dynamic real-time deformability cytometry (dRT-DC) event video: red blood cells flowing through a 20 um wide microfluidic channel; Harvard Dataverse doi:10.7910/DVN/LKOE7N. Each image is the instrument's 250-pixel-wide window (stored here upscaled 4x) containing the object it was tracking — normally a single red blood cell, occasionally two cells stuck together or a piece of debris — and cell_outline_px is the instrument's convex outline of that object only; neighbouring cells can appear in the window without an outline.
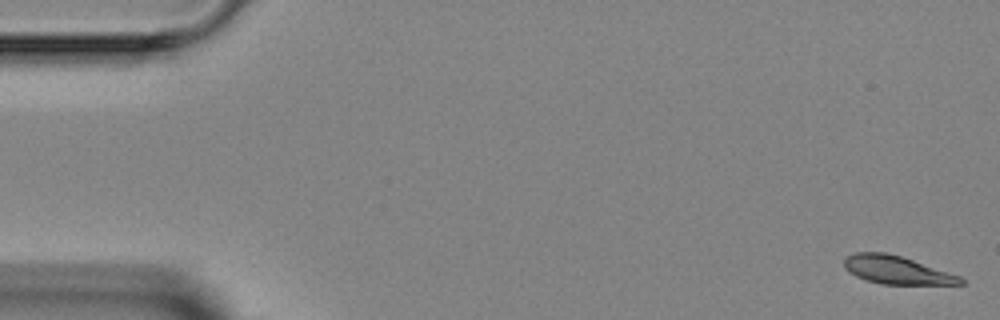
{"species": "Egyptian fruit bat (a non-hibernating species)", "species_latin": "Rousettus aegyptiacus", "temperature_condition": "room temperature", "stored_images_in_passage": 5, "camera_frame_rate_fps": 3000, "um_per_image_px": 0.085, "animal": {"sex": "female"}, "frame": {"image": 1, "passage_image": 1, "time_ms": 0.0, "image_size_px": [1000, 320], "cell_outline_px": [[964, 284], [880, 284], [856, 276], [848, 272], [844, 268], [844, 256], [856, 252], [888, 252], [960, 276], [964, 280]], "centroid_in_image_um": [76.16, 22.94], "position_along_channel_um": 8.8, "area_um2": 18.9}}
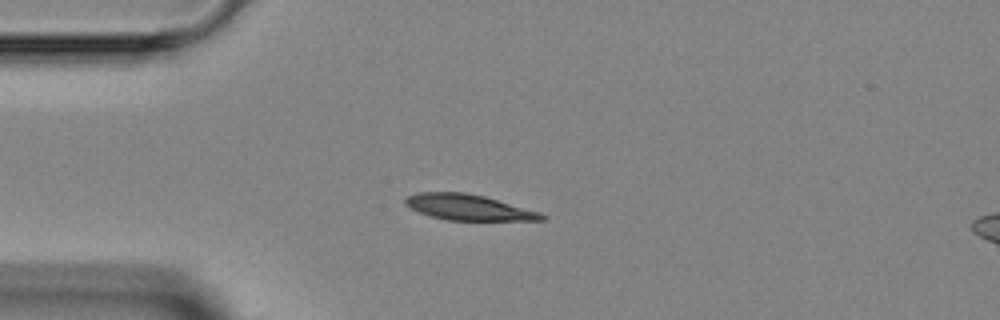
{"frame": {"image": 2, "passage_image": 4, "time_ms": 3.667, "image_size_px": [1000, 320], "cell_outline_px": [[548, 216], [544, 220], [448, 220], [432, 216], [420, 212], [412, 208], [404, 200], [408, 196], [416, 192], [464, 192], [484, 196], [540, 212]], "centroid_in_image_um": [39.86, 17.62], "position_along_channel_um": 45.1, "area_um2": 20.11}}